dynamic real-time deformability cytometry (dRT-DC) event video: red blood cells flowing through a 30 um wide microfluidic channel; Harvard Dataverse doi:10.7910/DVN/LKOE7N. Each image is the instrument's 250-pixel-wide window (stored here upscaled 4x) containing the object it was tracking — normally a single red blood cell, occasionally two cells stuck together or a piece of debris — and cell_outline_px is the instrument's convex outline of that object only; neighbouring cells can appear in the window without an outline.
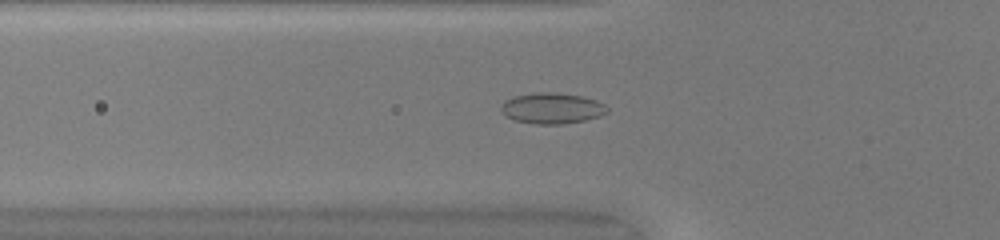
{"species": "common noctule bat (a hibernating species)", "species_latin": "Nyctalus noctula", "temperature_condition": "warm", "stored_images_in_passage": 50, "camera_frame_rate_fps": 3000, "um_per_image_px": 0.085, "animal": {"sex": "female", "body_mass_g": 20.0, "forearm_length_mm": 54.0}, "frame": {"image": 1, "passage_image": 18, "time_ms": 5.667, "image_size_px": [1000, 240], "cell_outline_px": [[608, 112], [600, 116], [584, 120], [564, 124], [536, 124], [516, 120], [504, 116], [500, 108], [504, 100], [516, 96], [536, 92], [556, 92], [584, 96], [596, 100], [604, 104], [608, 108]], "centroid_in_image_um": [46.93, 9.19], "position_along_channel_um": 78.9, "area_um2": 19.19}}
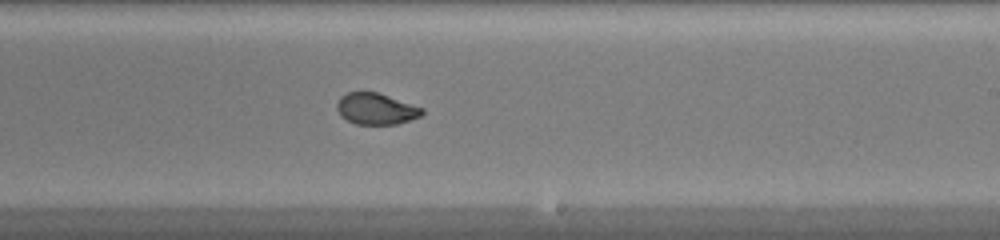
{"frame": {"image": 2, "passage_image": 31, "time_ms": 10.0, "image_size_px": [1000, 240], "cell_outline_px": [[424, 112], [420, 116], [396, 124], [356, 124], [340, 116], [336, 108], [336, 104], [340, 96], [348, 92], [376, 92], [424, 108]], "centroid_in_image_um": [31.93, 9.25], "position_along_channel_um": 257.1, "area_um2": 15.43}}
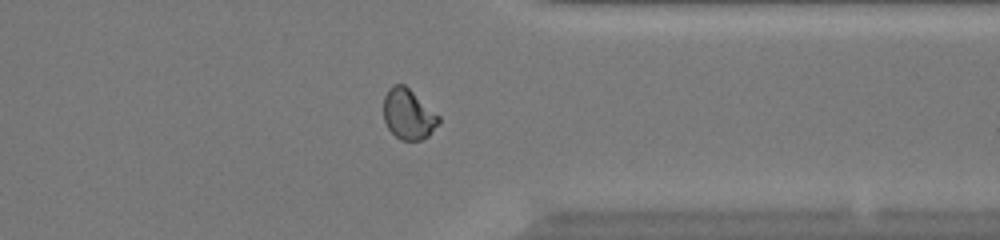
{"frame": {"image": 3, "passage_image": 40, "time_ms": 13.0, "image_size_px": [1000, 240], "cell_outline_px": [[440, 124], [428, 136], [420, 140], [400, 140], [388, 128], [384, 120], [384, 96], [388, 88], [392, 84], [404, 84], [440, 116]], "centroid_in_image_um": [34.71, 9.7], "position_along_channel_um": 376.7, "area_um2": 16.24}, "authors_computed_cell_mechanics": {"area_um2": 17.34, "velocity_mm_per_s": 4.105, "shape_relaxation_time_tau1_ms": null, "shape_relaxation_time_tau2_ms": 0.6248, "deformation_change_tau1": null, "deformation_change_tau2": 0.0461}}